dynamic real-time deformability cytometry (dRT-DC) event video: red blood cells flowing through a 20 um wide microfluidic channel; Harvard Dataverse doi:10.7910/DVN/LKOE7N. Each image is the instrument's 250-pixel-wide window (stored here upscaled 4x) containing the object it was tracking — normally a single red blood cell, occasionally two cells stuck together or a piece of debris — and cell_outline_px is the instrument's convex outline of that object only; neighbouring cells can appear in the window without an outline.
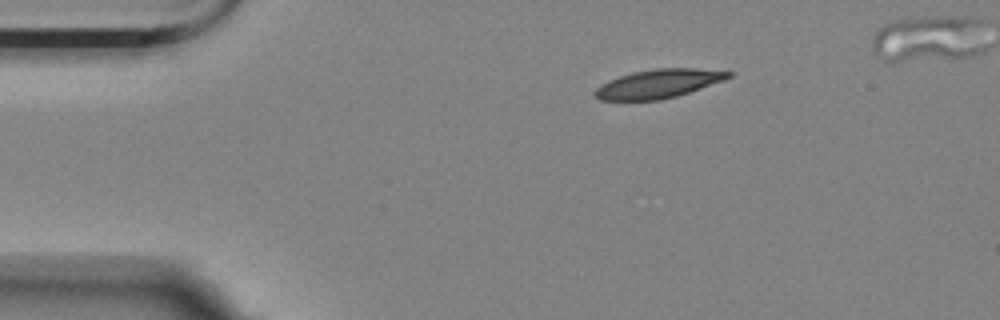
{"species": "Egyptian fruit bat (a non-hibernating species)", "species_latin": "Rousettus aegyptiacus", "temperature_condition": "room temperature", "stored_images_in_passage": 48, "segment_of_instrument_passage": [1, 2], "camera_frame_rate_fps": 3000, "um_per_image_px": 0.085, "animal": {"sex": "female"}, "frame": {"image": 1, "passage_image": 1, "time_ms": 0.0, "image_size_px": [1000, 320], "cell_outline_px": [[732, 76], [724, 80], [676, 96], [660, 100], [600, 100], [592, 96], [592, 92], [600, 84], [608, 80], [632, 72], [652, 68], [696, 68], [732, 72]], "centroid_in_image_um": [55.9, 7.11], "position_along_channel_um": 29.1, "area_um2": 22.43}}
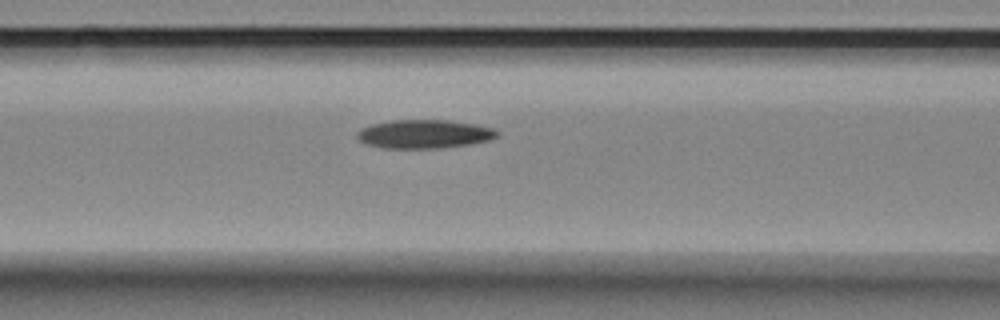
{"frame": {"image": 2, "passage_image": 14, "time_ms": 4.333, "image_size_px": [1000, 320], "cell_outline_px": [[500, 136], [488, 140], [468, 144], [440, 148], [384, 148], [368, 144], [360, 140], [356, 136], [356, 132], [360, 128], [372, 124], [392, 120], [444, 120], [476, 124], [492, 128], [500, 132]], "centroid_in_image_um": [36.06, 11.39], "position_along_channel_um": 130.5, "area_um2": 23.29}}
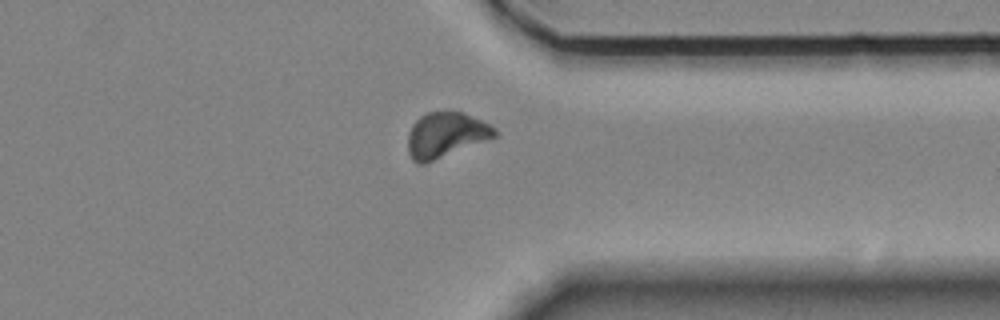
{"frame": {"image": 3, "passage_image": 35, "time_ms": 11.333, "image_size_px": [1000, 320], "cell_outline_px": [[496, 136], [424, 164], [416, 164], [412, 160], [408, 152], [408, 132], [412, 124], [420, 116], [428, 112], [464, 112], [496, 128]], "centroid_in_image_um": [37.84, 11.47], "position_along_channel_um": 373.6, "area_um2": 22.6}}